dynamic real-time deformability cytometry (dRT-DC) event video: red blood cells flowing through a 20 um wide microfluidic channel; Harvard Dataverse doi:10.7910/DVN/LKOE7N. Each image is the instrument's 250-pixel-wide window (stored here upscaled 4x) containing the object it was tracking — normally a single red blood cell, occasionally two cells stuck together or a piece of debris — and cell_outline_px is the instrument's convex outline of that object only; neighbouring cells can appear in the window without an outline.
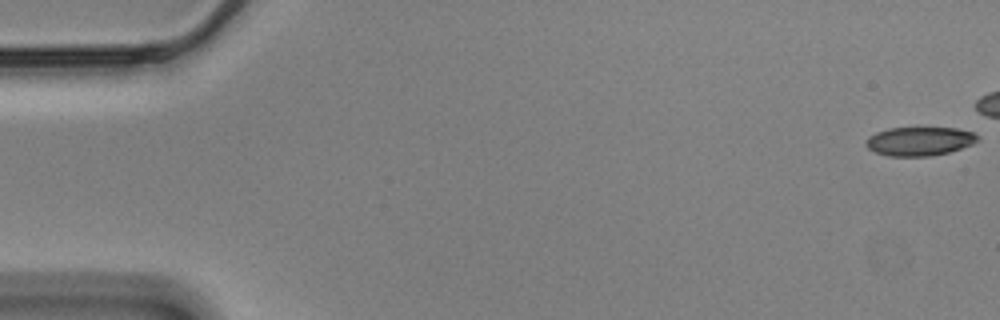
{"species": "Egyptian fruit bat (a non-hibernating species)", "species_latin": "Rousettus aegyptiacus", "temperature_condition": "cold", "stored_images_in_passage": 47, "camera_frame_rate_fps": 3000, "um_per_image_px": 0.085, "animal": {"sex": "male"}, "frame": {"image": 1, "passage_image": 1, "time_ms": 0.0, "image_size_px": [1000, 320], "cell_outline_px": [[980, 140], [972, 144], [948, 152], [932, 156], [888, 156], [876, 152], [868, 148], [864, 144], [868, 136], [876, 132], [888, 128], [956, 128], [972, 132], [980, 136]], "centroid_in_image_um": [78.15, 12.0], "position_along_channel_um": 6.8, "area_um2": 18.79}}
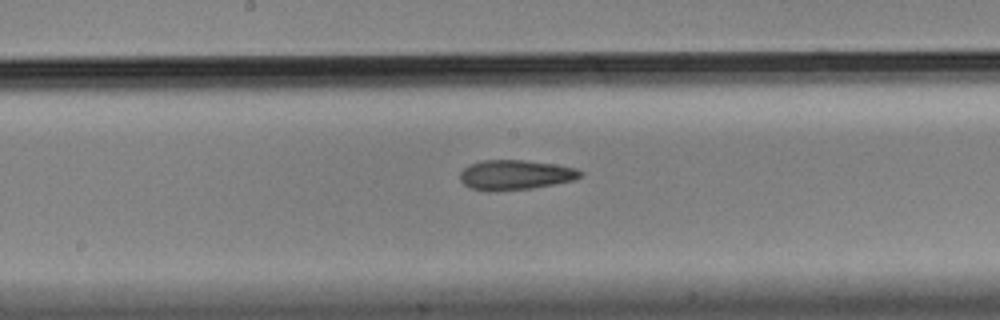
{"frame": {"image": 2, "passage_image": 30, "time_ms": 9.667, "image_size_px": [1000, 320], "cell_outline_px": [[584, 172], [576, 180], [532, 188], [496, 192], [484, 192], [468, 188], [460, 180], [460, 172], [468, 164], [480, 160], [524, 160], [552, 164], [576, 168]], "centroid_in_image_um": [43.75, 14.88], "position_along_channel_um": 204.5, "area_um2": 21.33}}
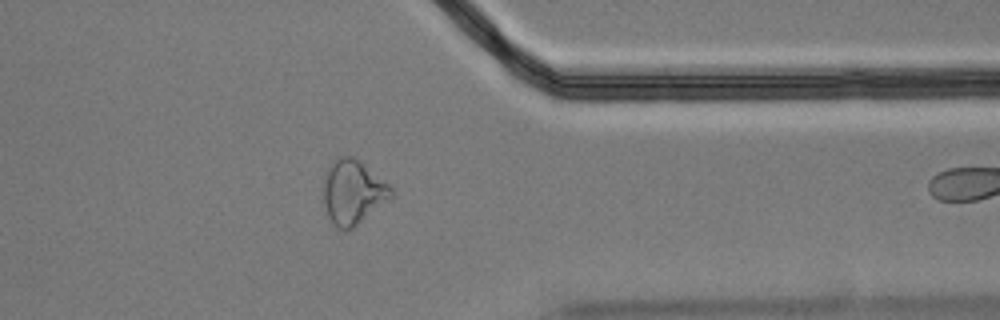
{"frame": {"image": 3, "passage_image": 46, "time_ms": 15.0, "image_size_px": [1000, 320], "cell_outline_px": [[392, 196], [352, 228], [336, 228], [328, 216], [324, 204], [324, 184], [328, 168], [332, 160], [340, 156], [352, 156], [360, 160], [388, 184], [392, 188]], "centroid_in_image_um": [29.98, 16.29], "position_along_channel_um": 381.4, "area_um2": 24.74}}